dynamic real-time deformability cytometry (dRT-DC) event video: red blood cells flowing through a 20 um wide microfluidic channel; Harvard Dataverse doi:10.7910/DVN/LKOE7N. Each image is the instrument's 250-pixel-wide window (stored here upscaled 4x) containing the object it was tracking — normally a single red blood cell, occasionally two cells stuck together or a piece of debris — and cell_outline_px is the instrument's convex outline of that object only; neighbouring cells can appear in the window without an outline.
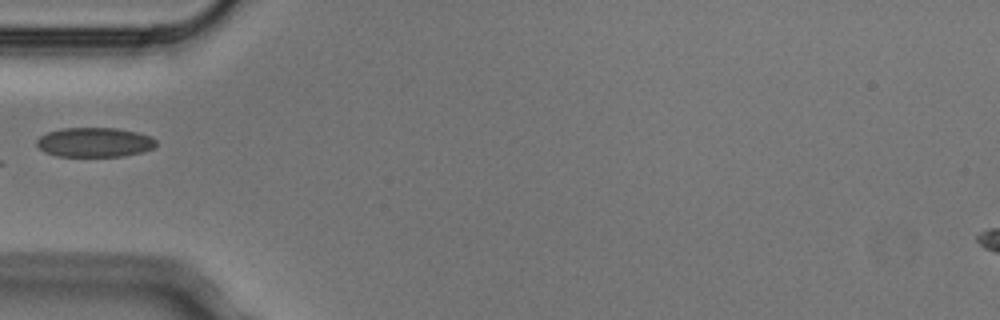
{"species": "Egyptian fruit bat (a non-hibernating species)", "species_latin": "Rousettus aegyptiacus", "temperature_condition": "cold", "stored_images_in_passage": 6, "camera_frame_rate_fps": 3000, "um_per_image_px": 0.085, "animal": {"sex": "male"}, "frame": {"image": 1, "passage_image": 5, "time_ms": 1.333, "image_size_px": [1000, 320], "cell_outline_px": [[156, 144], [152, 148], [144, 152], [124, 156], [56, 156], [44, 152], [36, 144], [36, 140], [40, 136], [48, 132], [60, 128], [116, 128], [136, 132], [152, 136], [156, 140]], "centroid_in_image_um": [8.04, 12.09], "position_along_channel_um": 77.0, "area_um2": 20.63}}
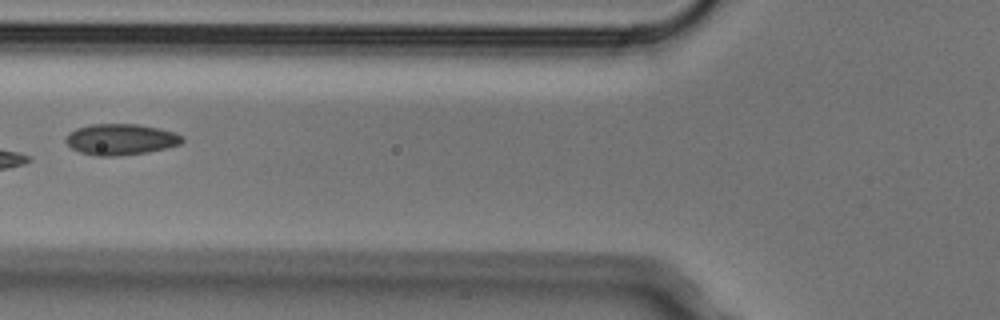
{"frame": {"image": 2, "passage_image": 6, "time_ms": 1.667, "image_size_px": [1000, 320], "cell_outline_px": [[184, 140], [180, 144], [148, 152], [116, 156], [96, 156], [80, 152], [72, 148], [64, 140], [68, 132], [76, 128], [92, 124], [140, 124], [160, 128], [176, 132], [184, 136]], "centroid_in_image_um": [10.27, 11.84], "position_along_channel_um": 115.5, "area_um2": 21.27}}